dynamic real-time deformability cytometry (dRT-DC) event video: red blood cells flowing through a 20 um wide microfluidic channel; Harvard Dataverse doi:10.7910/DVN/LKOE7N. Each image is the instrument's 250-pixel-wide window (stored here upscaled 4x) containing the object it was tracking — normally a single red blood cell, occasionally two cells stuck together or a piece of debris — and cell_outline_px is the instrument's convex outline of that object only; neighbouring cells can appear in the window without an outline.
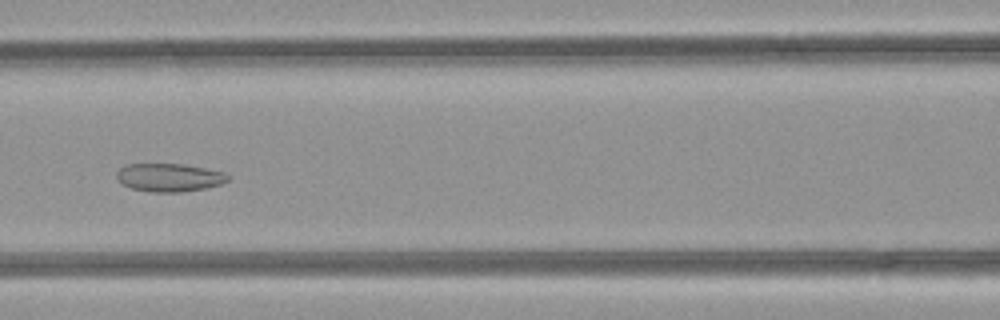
{"species": "common noctule bat (a hibernating species)", "species_latin": "Nyctalus noctula", "temperature_condition": "room temperature", "stored_images_in_passage": 52, "segment_of_instrument_passage": [1, 2], "camera_frame_rate_fps": 3000, "um_per_image_px": 0.085, "animal": {"sex": "female", "body_mass_g": 21.9}, "frame": {"image": 1, "passage_image": 23, "time_ms": 7.333, "image_size_px": [1000, 320], "cell_outline_px": [[228, 180], [220, 184], [204, 188], [180, 192], [148, 192], [132, 188], [120, 184], [116, 180], [116, 172], [124, 164], [184, 164], [224, 172], [228, 176]], "centroid_in_image_um": [14.31, 15.08], "position_along_channel_um": 152.3, "area_um2": 18.32}}
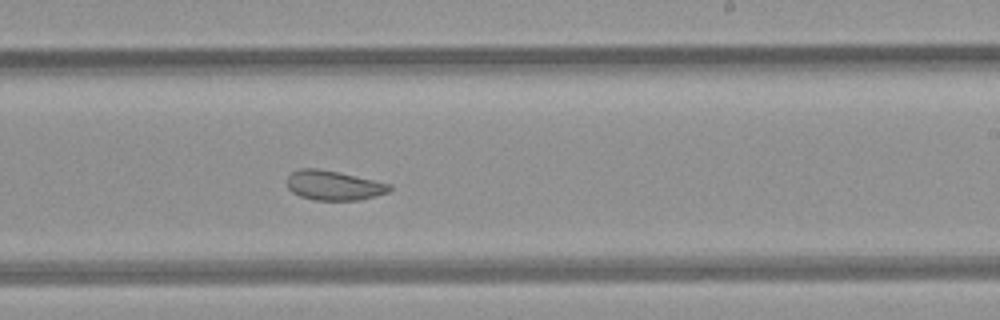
{"frame": {"image": 2, "passage_image": 31, "time_ms": 10.0, "image_size_px": [1000, 320], "cell_outline_px": [[392, 188], [388, 192], [360, 200], [312, 200], [300, 196], [292, 192], [288, 188], [288, 176], [292, 172], [300, 168], [320, 168], [392, 184]], "centroid_in_image_um": [28.36, 15.76], "position_along_channel_um": 260.6, "area_um2": 17.69}}
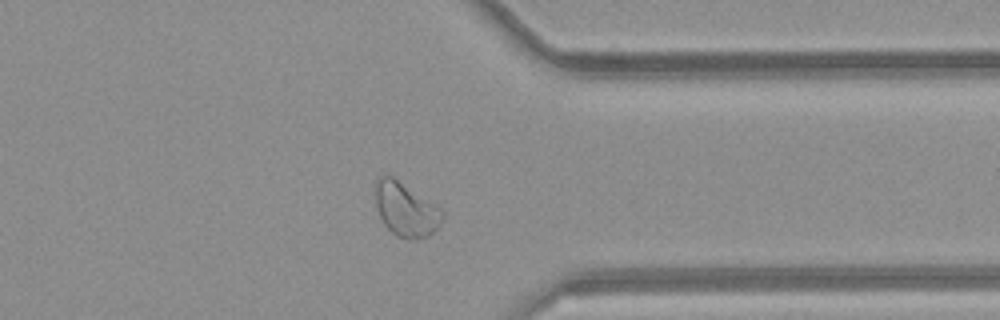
{"frame": {"image": 3, "passage_image": 40, "time_ms": 13.0, "image_size_px": [1000, 320], "cell_outline_px": [[444, 216], [440, 224], [428, 236], [412, 240], [408, 240], [396, 236], [384, 224], [380, 216], [376, 204], [376, 180], [380, 176], [392, 176], [440, 208], [444, 212]], "centroid_in_image_um": [34.5, 17.83], "position_along_channel_um": 376.9, "area_um2": 20.69}}